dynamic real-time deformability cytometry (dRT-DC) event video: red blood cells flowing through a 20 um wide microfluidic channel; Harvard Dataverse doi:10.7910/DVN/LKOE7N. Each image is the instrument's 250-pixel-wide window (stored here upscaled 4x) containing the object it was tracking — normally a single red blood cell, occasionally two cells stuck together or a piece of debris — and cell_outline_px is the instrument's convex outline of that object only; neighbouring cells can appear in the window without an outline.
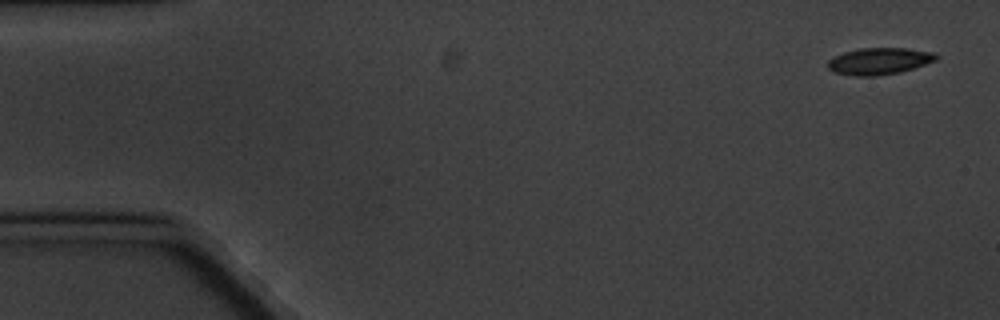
{"species": "common noctule bat (a hibernating species)", "species_latin": "Nyctalus noctula", "temperature_condition": "cold", "stored_images_in_passage": 6, "segment_of_instrument_passage": [1, 2], "camera_frame_rate_fps": 3000, "um_per_image_px": 0.085, "animal": {"sex": "male", "body_mass_g": 20.1, "forearm_length_mm": 53.5}, "frame": {"image": 1, "passage_image": 1, "time_ms": 0.0, "image_size_px": [1000, 320], "cell_outline_px": [[940, 56], [936, 60], [900, 72], [876, 76], [856, 76], [832, 72], [828, 68], [828, 60], [832, 56], [844, 52], [860, 48], [904, 48], [932, 52]], "centroid_in_image_um": [74.69, 5.19], "position_along_channel_um": 10.3, "area_um2": 16.88}}
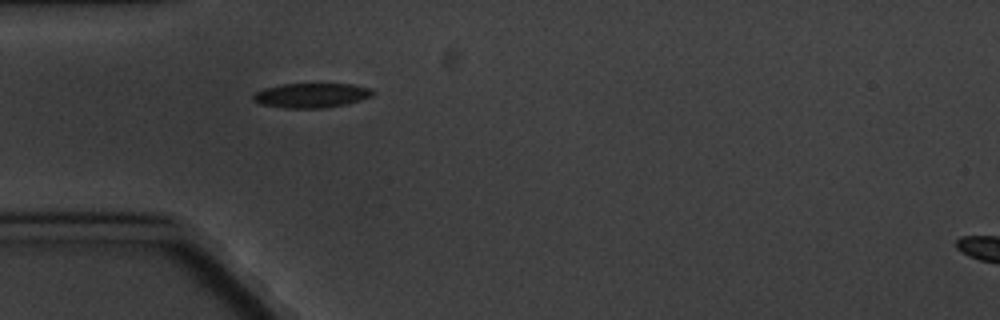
{"frame": {"image": 2, "passage_image": 5, "time_ms": 5.0, "image_size_px": [1000, 320], "cell_outline_px": [[376, 92], [372, 96], [360, 100], [344, 104], [324, 108], [284, 108], [260, 104], [252, 100], [252, 96], [256, 92], [264, 88], [280, 84], [352, 84], [372, 88]], "centroid_in_image_um": [26.46, 8.1], "position_along_channel_um": 58.5, "area_um2": 17.22}}